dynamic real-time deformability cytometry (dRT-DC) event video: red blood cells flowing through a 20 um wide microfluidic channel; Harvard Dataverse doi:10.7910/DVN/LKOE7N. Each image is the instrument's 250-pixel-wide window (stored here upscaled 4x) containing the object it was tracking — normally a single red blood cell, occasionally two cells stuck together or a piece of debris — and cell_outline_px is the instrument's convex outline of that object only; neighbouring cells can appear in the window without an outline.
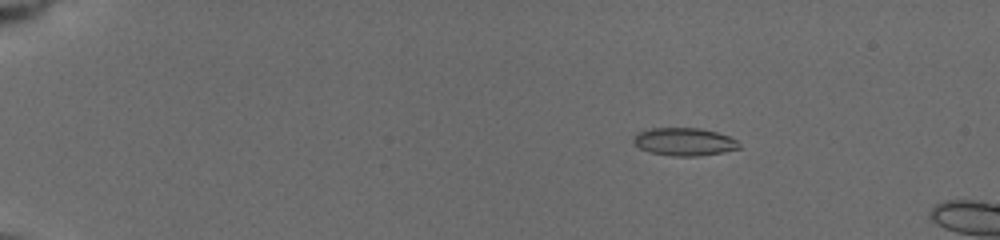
{"species": "common noctule bat (a hibernating species)", "species_latin": "Nyctalus noctula", "temperature_condition": "cold", "stored_images_in_passage": 46, "camera_frame_rate_fps": 3000, "um_per_image_px": 0.085, "animal": {"sex": "female", "body_mass_g": 19.5, "forearm_length_mm": 54.1}, "frame": {"image": 1, "passage_image": 3, "time_ms": 0.667, "image_size_px": [1000, 240], "cell_outline_px": [[740, 148], [720, 152], [696, 156], [676, 156], [652, 152], [640, 148], [632, 140], [640, 132], [652, 128], [700, 128], [716, 132], [728, 136], [736, 140], [740, 144]], "centroid_in_image_um": [58.18, 12.04], "position_along_channel_um": 26.8, "area_um2": 16.7}}
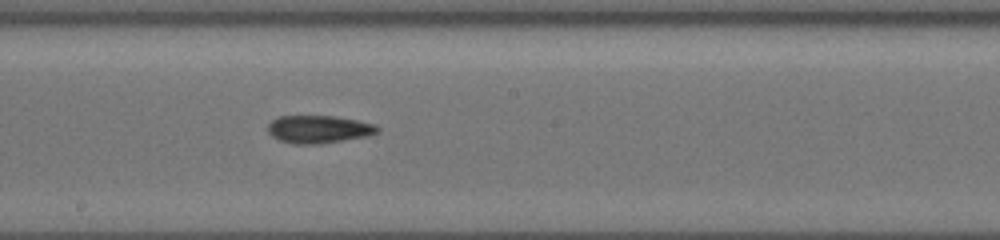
{"frame": {"image": 2, "passage_image": 24, "time_ms": 8.333, "image_size_px": [1000, 240], "cell_outline_px": [[380, 132], [364, 136], [320, 144], [296, 144], [280, 140], [272, 136], [268, 132], [268, 124], [272, 120], [280, 116], [336, 116], [376, 124], [380, 128]], "centroid_in_image_um": [27.1, 10.98], "position_along_channel_um": 221.1, "area_um2": 17.63}}
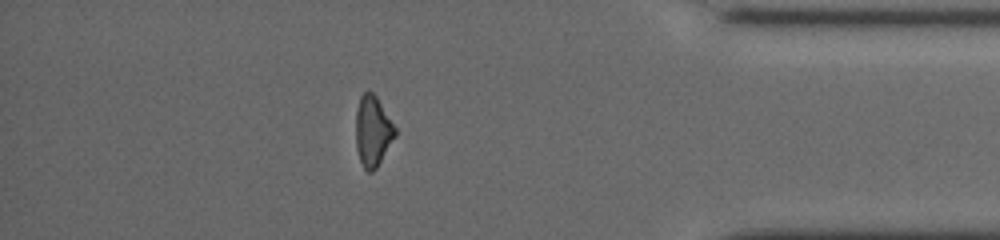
{"frame": {"image": 3, "passage_image": 41, "time_ms": 13.667, "image_size_px": [1000, 240], "cell_outline_px": [[396, 136], [376, 168], [372, 172], [368, 172], [364, 168], [360, 160], [356, 148], [356, 112], [360, 96], [364, 92], [372, 92], [376, 96], [396, 128]], "centroid_in_image_um": [31.68, 11.15], "position_along_channel_um": 403.5, "area_um2": 16.01}, "authors_computed_cell_mechanics": {"area_um2": 16.8776, "velocity_mm_per_s": 3.9051, "shape_relaxation_time_tau1_ms": null, "shape_relaxation_time_tau2_ms": 3.1118, "deformation_change_tau1": null, "deformation_change_tau2": 0.1145}}